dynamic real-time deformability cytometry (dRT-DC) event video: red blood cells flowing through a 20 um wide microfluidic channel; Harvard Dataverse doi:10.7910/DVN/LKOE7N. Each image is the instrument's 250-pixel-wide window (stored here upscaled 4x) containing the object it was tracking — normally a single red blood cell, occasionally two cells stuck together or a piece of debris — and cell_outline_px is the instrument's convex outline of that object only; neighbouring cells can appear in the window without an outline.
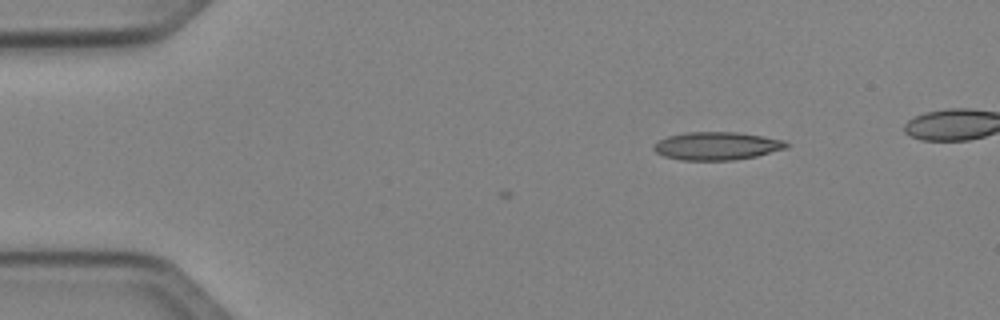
{"species": "Egyptian fruit bat (a non-hibernating species)", "species_latin": "Rousettus aegyptiacus", "temperature_condition": "cold", "stored_images_in_passage": 6, "camera_frame_rate_fps": 3000, "um_per_image_px": 0.085, "animal": {"sex": "female"}, "frame": {"image": 1, "passage_image": 6, "time_ms": 1.667, "image_size_px": [1000, 320], "cell_outline_px": [[788, 148], [756, 156], [736, 160], [680, 160], [664, 156], [656, 152], [652, 148], [652, 144], [656, 140], [668, 136], [684, 132], [736, 132], [764, 136], [784, 140], [788, 144]], "centroid_in_image_um": [60.9, 12.4], "position_along_channel_um": 24.1, "area_um2": 21.91}}